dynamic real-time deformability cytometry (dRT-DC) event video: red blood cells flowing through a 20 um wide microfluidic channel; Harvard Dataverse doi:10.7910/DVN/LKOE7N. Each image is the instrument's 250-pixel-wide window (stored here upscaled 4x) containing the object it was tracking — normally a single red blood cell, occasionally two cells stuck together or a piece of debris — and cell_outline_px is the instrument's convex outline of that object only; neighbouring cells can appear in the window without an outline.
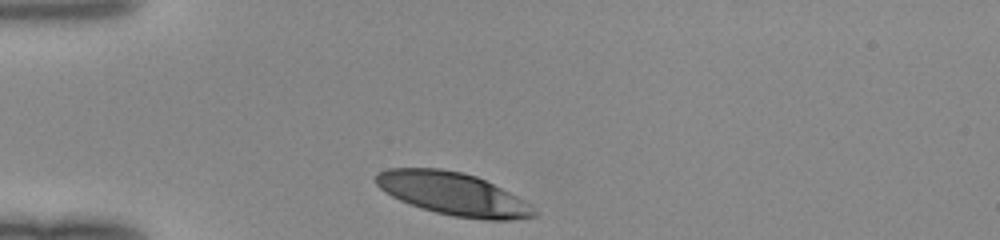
{"species": "human", "species_latin": "Homo sapiens", "temperature_condition": "room temperature", "stored_images_in_passage": 28, "camera_frame_rate_fps": 3000, "um_per_image_px": 0.085, "donor": {"sex": "female"}, "frame": {"image": 1, "passage_image": 1, "time_ms": 0.0, "image_size_px": [1000, 240], "cell_outline_px": [[536, 216], [512, 220], [488, 220], [452, 216], [420, 208], [400, 200], [392, 196], [380, 188], [376, 184], [376, 176], [380, 172], [388, 168], [440, 168], [464, 172], [476, 176], [524, 200], [536, 212]], "centroid_in_image_um": [38.49, 16.47], "position_along_channel_um": 46.5, "area_um2": 39.02}}
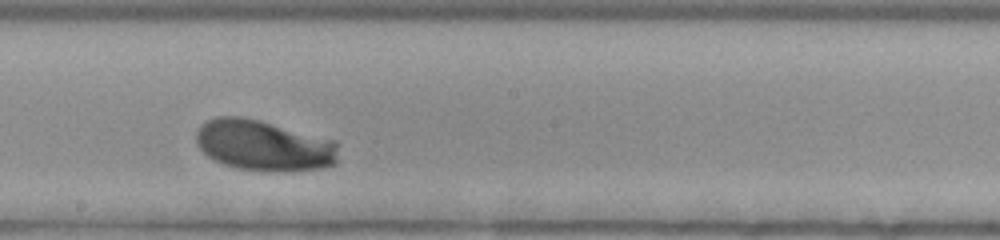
{"frame": {"image": 2, "passage_image": 16, "time_ms": 5.0, "image_size_px": [1000, 240], "cell_outline_px": [[336, 164], [324, 168], [288, 172], [276, 172], [236, 168], [224, 164], [208, 156], [196, 144], [196, 132], [200, 124], [216, 116], [244, 116], [260, 120], [336, 140]], "centroid_in_image_um": [22.42, 12.36], "position_along_channel_um": 225.8, "area_um2": 42.48}}
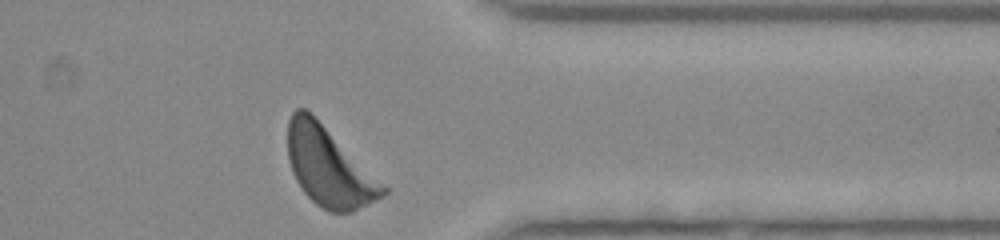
{"frame": {"image": 3, "passage_image": 28, "time_ms": 9.0, "image_size_px": [1000, 240], "cell_outline_px": [[388, 192], [384, 196], [352, 212], [328, 212], [316, 204], [304, 192], [296, 180], [292, 172], [288, 160], [288, 120], [292, 112], [296, 108], [304, 108], [384, 184], [388, 188]], "centroid_in_image_um": [27.93, 14.23], "position_along_channel_um": 383.5, "area_um2": 42.83}}